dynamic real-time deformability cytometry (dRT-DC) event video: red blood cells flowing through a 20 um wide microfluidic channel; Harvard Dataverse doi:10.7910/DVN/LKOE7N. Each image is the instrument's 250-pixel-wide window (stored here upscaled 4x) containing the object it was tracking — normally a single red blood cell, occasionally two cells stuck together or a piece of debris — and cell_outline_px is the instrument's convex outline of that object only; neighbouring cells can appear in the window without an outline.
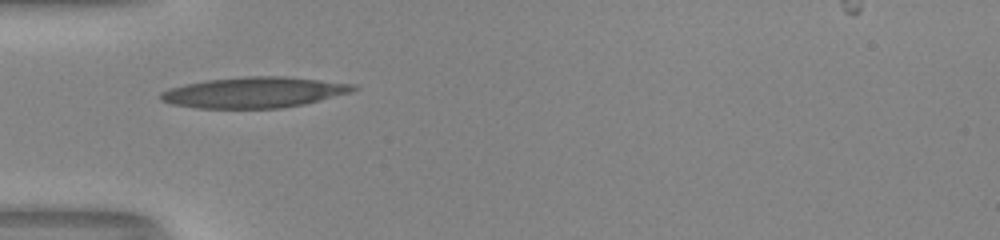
{"species": "human", "species_latin": "Homo sapiens", "temperature_condition": "room temperature", "stored_images_in_passage": 36, "camera_frame_rate_fps": 3000, "um_per_image_px": 0.085, "donor": {"sex": "male"}, "frame": {"image": 1, "passage_image": 1, "time_ms": 0.0, "image_size_px": [1000, 240], "cell_outline_px": [[360, 88], [352, 92], [304, 104], [280, 108], [196, 108], [172, 104], [160, 100], [160, 92], [168, 88], [184, 84], [204, 80], [244, 76], [284, 76], [356, 84]], "centroid_in_image_um": [21.59, 7.85], "position_along_channel_um": 63.4, "area_um2": 34.74}}
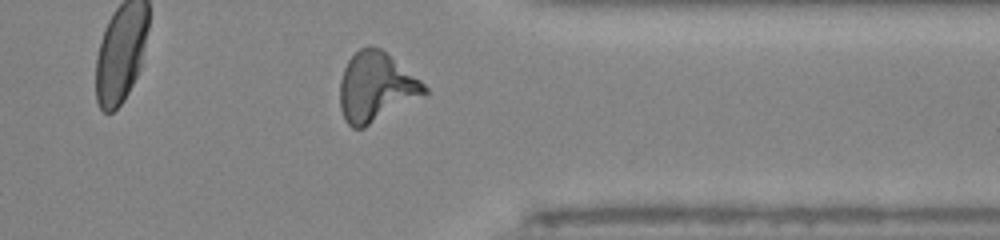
{"frame": {"image": 2, "passage_image": 25, "time_ms": 8.0, "image_size_px": [1000, 240], "cell_outline_px": [[428, 96], [364, 128], [352, 128], [344, 120], [340, 108], [340, 80], [344, 68], [348, 60], [360, 48], [368, 44], [380, 48], [420, 80], [428, 88]], "centroid_in_image_um": [31.98, 7.44], "position_along_channel_um": 379.4, "area_um2": 34.68}}
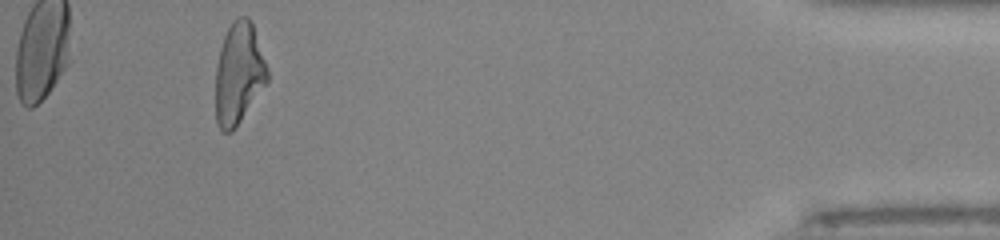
{"frame": {"image": 3, "passage_image": 32, "time_ms": 10.333, "image_size_px": [1000, 240], "cell_outline_px": [[268, 80], [232, 132], [224, 132], [216, 124], [216, 68], [220, 48], [224, 36], [232, 20], [236, 16], [248, 16], [252, 20], [268, 68]], "centroid_in_image_um": [20.29, 6.19], "position_along_channel_um": 414.9, "area_um2": 30.58}, "authors_computed_cell_mechanics": {"area_um2": 31.5877, "velocity_mm_per_s": 4.0501, "shape_relaxation_time_tau1_ms": null, "shape_relaxation_time_tau2_ms": 2.6257, "deformation_change_tau1": null, "deformation_change_tau2": 0.1405}}